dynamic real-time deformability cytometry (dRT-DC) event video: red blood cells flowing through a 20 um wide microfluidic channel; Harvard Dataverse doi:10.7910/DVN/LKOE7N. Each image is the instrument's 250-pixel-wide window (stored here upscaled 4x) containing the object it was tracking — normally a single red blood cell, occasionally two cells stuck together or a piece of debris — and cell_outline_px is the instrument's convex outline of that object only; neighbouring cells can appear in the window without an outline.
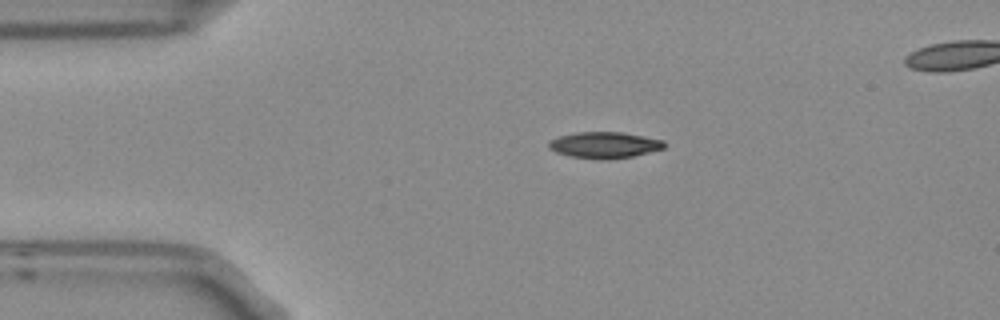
{"species": "Egyptian fruit bat (a non-hibernating species)", "species_latin": "Rousettus aegyptiacus", "temperature_condition": "room temperature", "stored_images_in_passage": 5, "segment_of_instrument_passage": [1, 2], "camera_frame_rate_fps": 3000, "um_per_image_px": 0.085, "frame": {"image": 1, "passage_image": 3, "time_ms": 0.667, "image_size_px": [1000, 320], "cell_outline_px": [[668, 144], [664, 148], [632, 156], [608, 160], [596, 160], [568, 156], [556, 152], [548, 148], [548, 140], [560, 136], [576, 132], [620, 132], [644, 136], [664, 140]], "centroid_in_image_um": [51.36, 12.33], "position_along_channel_um": 33.6, "area_um2": 17.92}}